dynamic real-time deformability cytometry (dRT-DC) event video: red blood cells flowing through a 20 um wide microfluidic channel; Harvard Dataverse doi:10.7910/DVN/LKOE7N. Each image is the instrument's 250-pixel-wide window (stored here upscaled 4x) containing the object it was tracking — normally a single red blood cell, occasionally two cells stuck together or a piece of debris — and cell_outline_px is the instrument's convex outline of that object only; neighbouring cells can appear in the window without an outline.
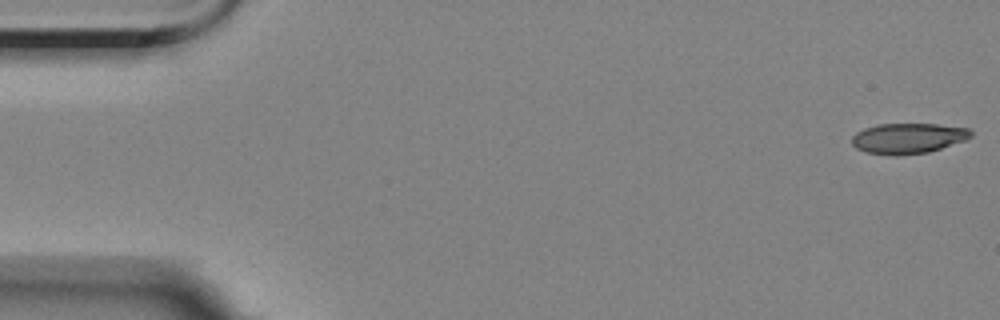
{"species": "Egyptian fruit bat (a non-hibernating species)", "species_latin": "Rousettus aegyptiacus", "temperature_condition": "room temperature", "stored_images_in_passage": 5, "camera_frame_rate_fps": 3000, "um_per_image_px": 0.085, "animal": {"sex": "female"}, "frame": {"image": 1, "passage_image": 1, "time_ms": 0.0, "image_size_px": [1000, 320], "cell_outline_px": [[972, 136], [968, 140], [928, 152], [896, 156], [868, 152], [856, 148], [852, 144], [852, 136], [856, 132], [864, 128], [876, 124], [936, 124], [968, 128], [972, 132]], "centroid_in_image_um": [77.2, 11.75], "position_along_channel_um": 7.8, "area_um2": 21.21}}
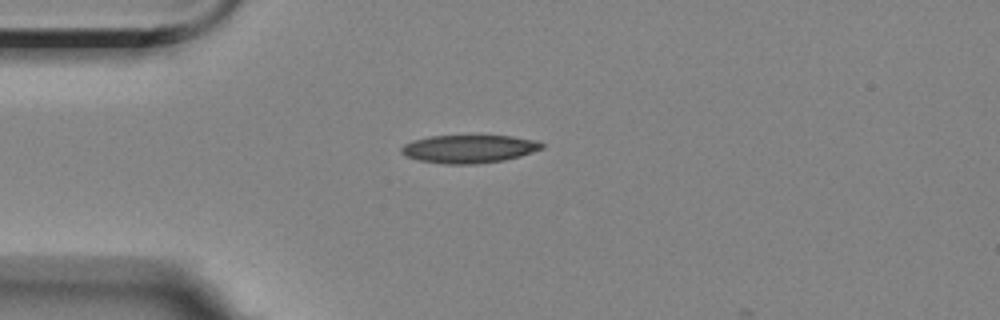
{"frame": {"image": 2, "passage_image": 4, "time_ms": 4.333, "image_size_px": [1000, 320], "cell_outline_px": [[544, 148], [520, 156], [504, 160], [476, 164], [444, 164], [420, 160], [404, 156], [400, 152], [400, 148], [404, 144], [412, 140], [428, 136], [512, 136], [536, 140], [544, 144]], "centroid_in_image_um": [39.84, 12.65], "position_along_channel_um": 45.2, "area_um2": 23.06}}